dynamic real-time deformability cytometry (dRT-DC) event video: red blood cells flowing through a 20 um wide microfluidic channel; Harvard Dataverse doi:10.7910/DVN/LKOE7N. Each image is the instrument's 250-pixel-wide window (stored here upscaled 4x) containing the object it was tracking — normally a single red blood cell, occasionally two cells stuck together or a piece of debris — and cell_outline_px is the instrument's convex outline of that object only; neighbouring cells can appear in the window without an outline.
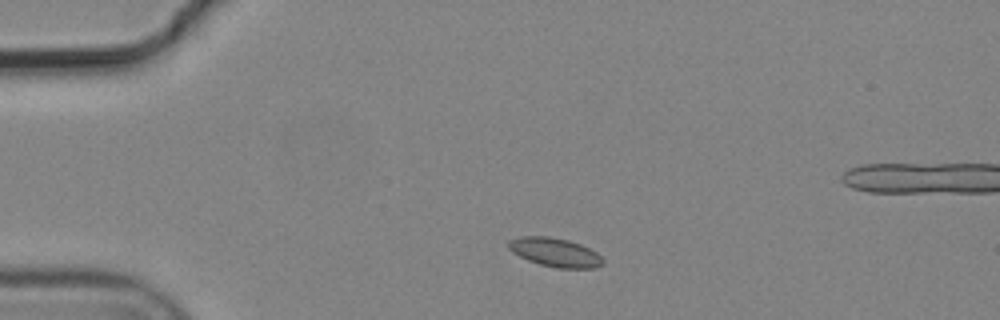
{"species": "common noctule bat (a hibernating species)", "species_latin": "Nyctalus noctula", "temperature_condition": "cold", "stored_images_in_passage": 4, "camera_frame_rate_fps": 3000, "um_per_image_px": 0.085, "animal": {"sex": "male", "body_mass_g": 19.2, "forearm_length_mm": 51.8}, "frame": {"image": 1, "passage_image": 2, "time_ms": 0.333, "image_size_px": [1000, 320], "cell_outline_px": [[604, 264], [596, 268], [556, 268], [540, 264], [528, 260], [512, 252], [508, 248], [508, 240], [520, 236], [548, 236], [568, 240], [580, 244], [596, 252], [604, 260]], "centroid_in_image_um": [47.17, 21.45], "position_along_channel_um": 37.8, "area_um2": 15.9}}